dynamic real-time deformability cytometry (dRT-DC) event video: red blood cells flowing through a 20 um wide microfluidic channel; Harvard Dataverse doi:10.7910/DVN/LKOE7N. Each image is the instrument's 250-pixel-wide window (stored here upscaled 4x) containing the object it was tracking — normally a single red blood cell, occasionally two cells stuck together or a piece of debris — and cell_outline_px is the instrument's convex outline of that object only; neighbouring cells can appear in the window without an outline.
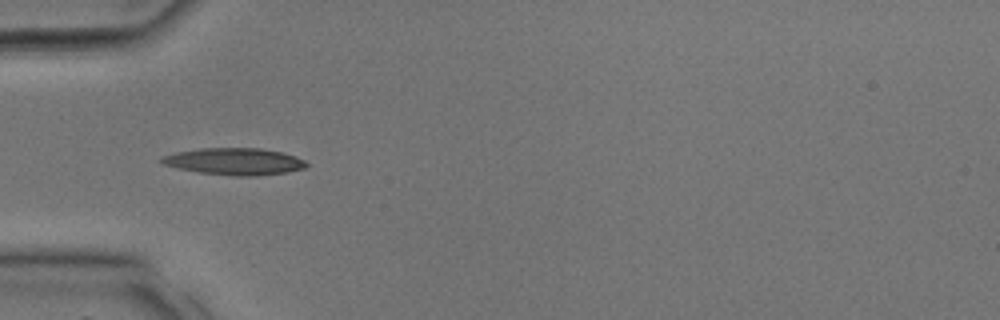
{"species": "common noctule bat (a hibernating species)", "species_latin": "Nyctalus noctula", "temperature_condition": "room temperature", "stored_images_in_passage": 24, "camera_frame_rate_fps": 3000, "um_per_image_px": 0.085, "animal": {"sex": "male", "body_mass_g": 17.9, "forearm_length_mm": 54.2}, "frame": {"image": 1, "passage_image": 4, "time_ms": 1.0, "image_size_px": [1000, 320], "cell_outline_px": [[308, 164], [304, 168], [288, 172], [256, 176], [236, 176], [200, 172], [160, 164], [160, 156], [176, 152], [200, 148], [260, 148], [280, 152], [296, 156], [304, 160]], "centroid_in_image_um": [19.91, 13.72], "position_along_channel_um": 65.1, "area_um2": 22.66}}
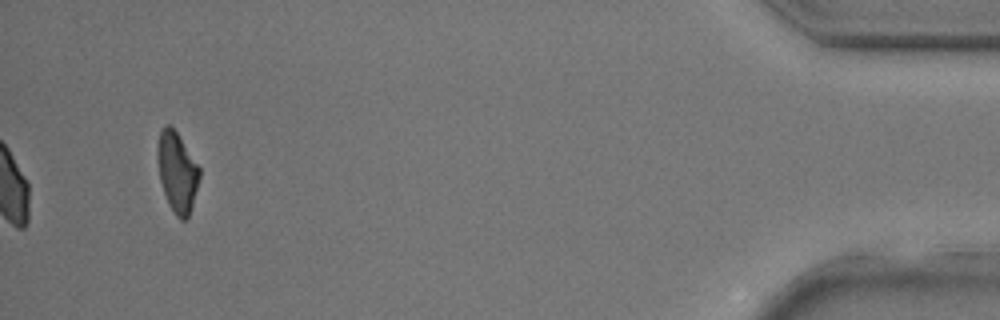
{"frame": {"image": 2, "passage_image": 24, "time_ms": 7.667, "image_size_px": [1000, 320], "cell_outline_px": [[200, 176], [192, 204], [188, 216], [184, 220], [180, 220], [176, 216], [168, 204], [160, 180], [156, 160], [156, 148], [160, 132], [164, 124], [168, 124], [176, 132], [200, 168]], "centroid_in_image_um": [15.02, 14.61], "position_along_channel_um": 420.2, "area_um2": 19.42}}